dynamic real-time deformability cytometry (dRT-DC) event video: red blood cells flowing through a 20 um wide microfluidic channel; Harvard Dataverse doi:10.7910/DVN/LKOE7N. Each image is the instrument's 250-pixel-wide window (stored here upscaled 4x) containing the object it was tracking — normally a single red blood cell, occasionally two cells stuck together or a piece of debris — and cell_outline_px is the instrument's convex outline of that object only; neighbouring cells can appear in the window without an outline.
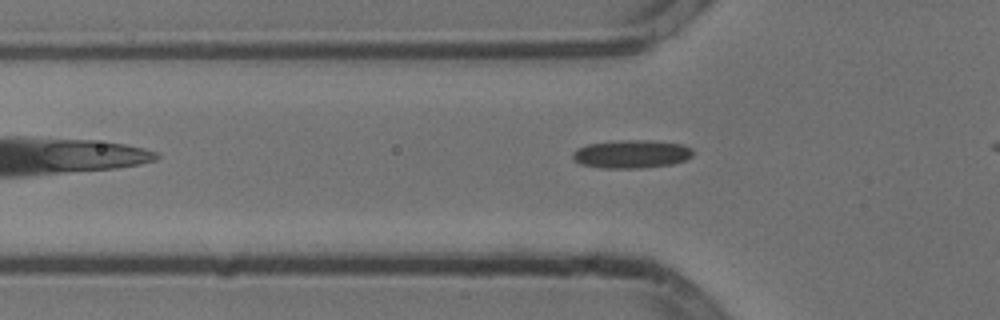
{"species": "common noctule bat (a hibernating species)", "species_latin": "Nyctalus noctula", "temperature_condition": "cold", "stored_images_in_passage": 30, "camera_frame_rate_fps": 3000, "um_per_image_px": 0.085, "animal": {"sex": "male", "body_mass_g": 13.3}, "frame": {"image": 1, "passage_image": 3, "time_ms": 0.667, "image_size_px": [1000, 320], "cell_outline_px": [[692, 156], [684, 160], [672, 164], [640, 168], [604, 168], [584, 164], [576, 160], [572, 156], [572, 152], [588, 144], [624, 140], [652, 140], [680, 144], [692, 148]], "centroid_in_image_um": [53.71, 13.09], "position_along_channel_um": 72.1, "area_um2": 19.42}}
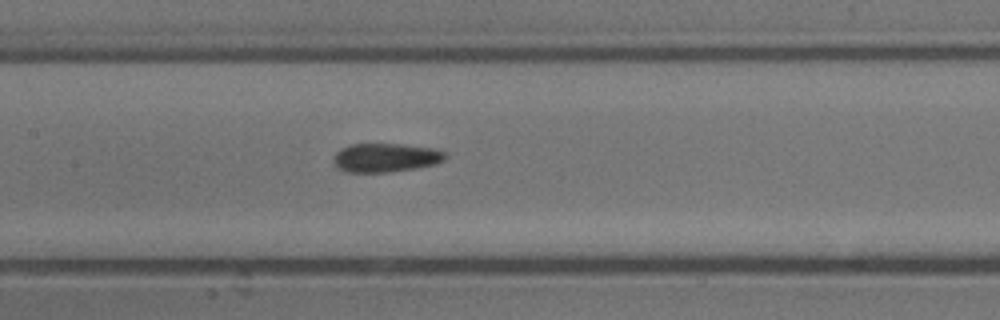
{"frame": {"image": 2, "passage_image": 11, "time_ms": 3.333, "image_size_px": [1000, 320], "cell_outline_px": [[444, 160], [432, 164], [412, 168], [384, 172], [348, 172], [340, 168], [336, 164], [336, 152], [340, 148], [352, 144], [396, 144], [432, 148], [444, 152]], "centroid_in_image_um": [32.75, 13.39], "position_along_channel_um": 174.7, "area_um2": 18.03}}
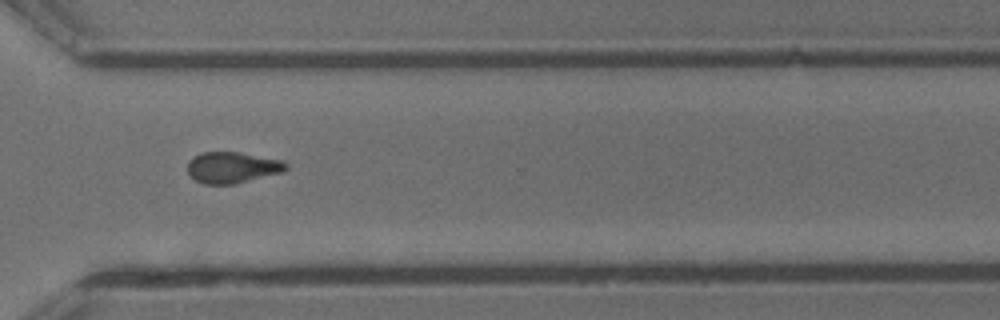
{"frame": {"image": 3, "passage_image": 25, "time_ms": 8.0, "image_size_px": [1000, 320], "cell_outline_px": [[288, 168], [280, 172], [232, 184], [204, 184], [196, 180], [188, 172], [188, 164], [196, 156], [204, 152], [236, 152], [280, 160], [288, 164]], "centroid_in_image_um": [19.73, 14.24], "position_along_channel_um": 350.9, "area_um2": 17.22}}